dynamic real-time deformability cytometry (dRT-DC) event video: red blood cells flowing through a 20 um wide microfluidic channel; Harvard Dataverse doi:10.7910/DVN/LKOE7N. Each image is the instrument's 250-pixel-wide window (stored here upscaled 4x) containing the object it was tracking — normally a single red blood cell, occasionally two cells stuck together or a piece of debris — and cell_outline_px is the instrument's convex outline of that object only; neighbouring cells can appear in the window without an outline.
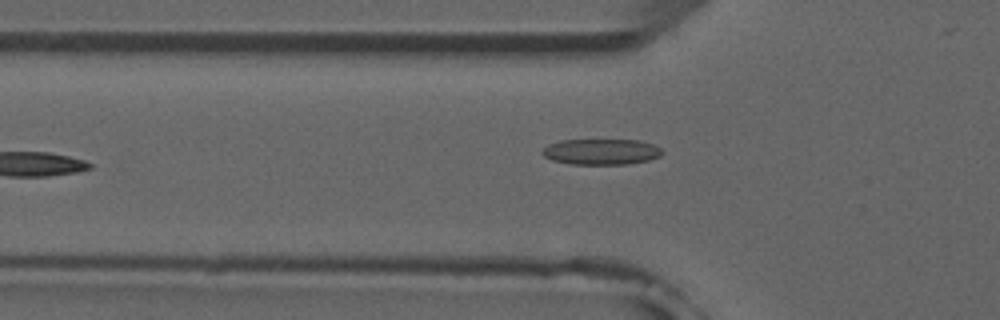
{"species": "common noctule bat (a hibernating species)", "species_latin": "Nyctalus noctula", "temperature_condition": "room temperature", "stored_images_in_passage": 5, "camera_frame_rate_fps": 3000, "um_per_image_px": 0.085, "animal": {"sex": "male", "forearm_length_mm": 52.5}, "frame": {"image": 1, "passage_image": 5, "time_ms": 4.667, "image_size_px": [1000, 320], "cell_outline_px": [[664, 152], [660, 156], [648, 160], [628, 164], [568, 164], [552, 160], [544, 156], [540, 152], [548, 144], [560, 140], [640, 140], [652, 144], [660, 148]], "centroid_in_image_um": [51.09, 12.9], "position_along_channel_um": 74.7, "area_um2": 18.09}}